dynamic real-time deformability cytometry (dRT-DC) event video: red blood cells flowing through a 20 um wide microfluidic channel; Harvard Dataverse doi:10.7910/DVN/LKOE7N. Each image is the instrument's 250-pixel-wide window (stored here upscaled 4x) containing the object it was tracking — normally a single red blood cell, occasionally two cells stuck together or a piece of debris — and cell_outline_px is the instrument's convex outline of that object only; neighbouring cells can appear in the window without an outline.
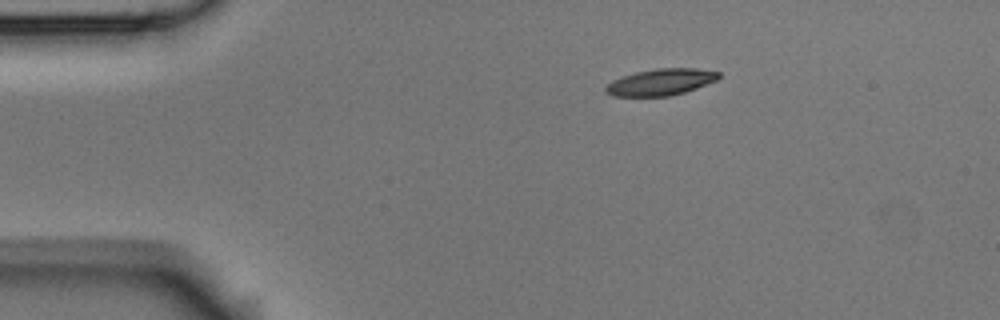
{"species": "Egyptian fruit bat (a non-hibernating species)", "species_latin": "Rousettus aegyptiacus", "temperature_condition": "room temperature", "stored_images_in_passage": 45, "camera_frame_rate_fps": 3000, "um_per_image_px": 0.085, "animal": {"sex": "male"}, "frame": {"image": 1, "passage_image": 1, "time_ms": 0.0, "image_size_px": [1000, 320], "cell_outline_px": [[720, 76], [716, 80], [696, 88], [684, 92], [668, 96], [612, 96], [604, 92], [604, 88], [612, 80], [636, 72], [656, 68], [696, 68], [720, 72]], "centroid_in_image_um": [56.14, 6.97], "position_along_channel_um": 28.9, "area_um2": 17.4}}
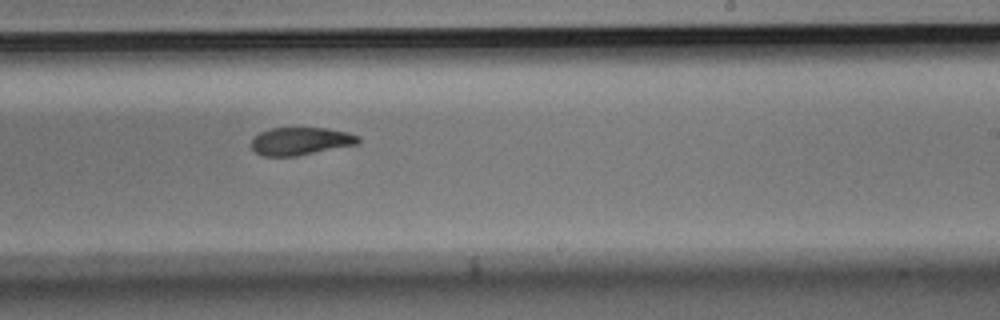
{"frame": {"image": 2, "passage_image": 24, "time_ms": 7.667, "image_size_px": [1000, 320], "cell_outline_px": [[360, 140], [356, 144], [296, 156], [264, 156], [256, 152], [252, 148], [252, 140], [260, 132], [272, 128], [328, 128], [348, 132], [360, 136]], "centroid_in_image_um": [25.57, 11.99], "position_along_channel_um": 263.4, "area_um2": 17.11}}
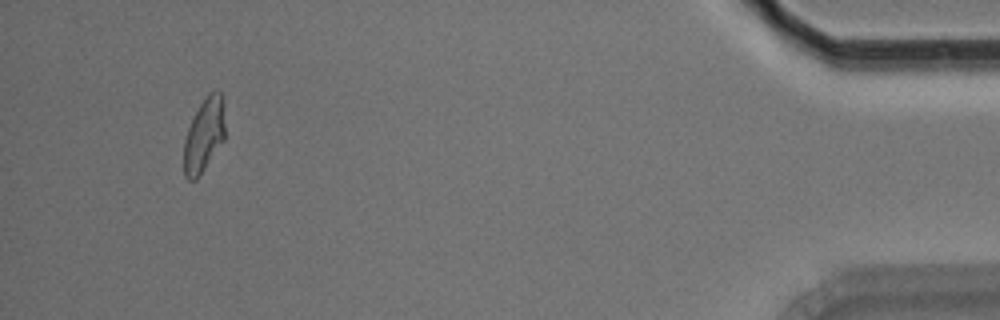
{"frame": {"image": 3, "passage_image": 42, "time_ms": 13.667, "image_size_px": [1000, 320], "cell_outline_px": [[224, 140], [200, 176], [196, 180], [188, 180], [184, 176], [184, 140], [188, 128], [200, 104], [208, 92], [216, 88], [224, 96]], "centroid_in_image_um": [17.36, 11.46], "position_along_channel_um": 417.8, "area_um2": 17.98}, "authors_computed_cell_mechanics": {"area_um2": 18.3804, "velocity_mm_per_s": 3.766, "shape_relaxation_time_tau1_ms": 5.5537, "shape_relaxation_time_tau2_ms": 7.4201, "deformation_change_tau1": 0.1895, "deformation_change_tau2": 0.1251}}